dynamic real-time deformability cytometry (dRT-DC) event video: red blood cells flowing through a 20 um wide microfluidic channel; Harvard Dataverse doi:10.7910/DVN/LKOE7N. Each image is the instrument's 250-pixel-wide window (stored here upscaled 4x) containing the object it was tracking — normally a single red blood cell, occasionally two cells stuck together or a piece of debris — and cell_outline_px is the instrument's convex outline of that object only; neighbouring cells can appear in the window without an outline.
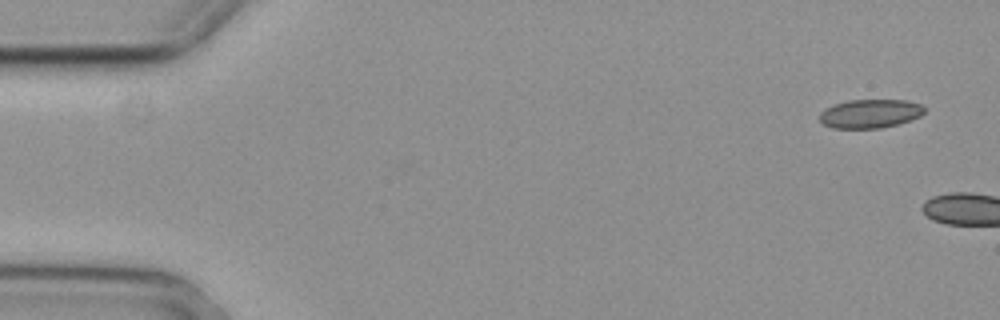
{"species": "common noctule bat (a hibernating species)", "species_latin": "Nyctalus noctula", "temperature_condition": "cold", "stored_images_in_passage": 2, "camera_frame_rate_fps": 3000, "um_per_image_px": 0.085, "animal": {"sex": "female", "body_mass_g": 29.2, "forearm_length_mm": 56.3}, "frame": {"image": 1, "passage_image": 1, "time_ms": 0.0, "image_size_px": [1000, 320], "cell_outline_px": [[924, 112], [920, 116], [912, 120], [900, 124], [880, 128], [832, 128], [824, 124], [820, 120], [820, 112], [836, 104], [848, 100], [908, 100], [920, 104], [924, 108]], "centroid_in_image_um": [74.0, 9.66], "position_along_channel_um": 11.0, "area_um2": 17.51}}